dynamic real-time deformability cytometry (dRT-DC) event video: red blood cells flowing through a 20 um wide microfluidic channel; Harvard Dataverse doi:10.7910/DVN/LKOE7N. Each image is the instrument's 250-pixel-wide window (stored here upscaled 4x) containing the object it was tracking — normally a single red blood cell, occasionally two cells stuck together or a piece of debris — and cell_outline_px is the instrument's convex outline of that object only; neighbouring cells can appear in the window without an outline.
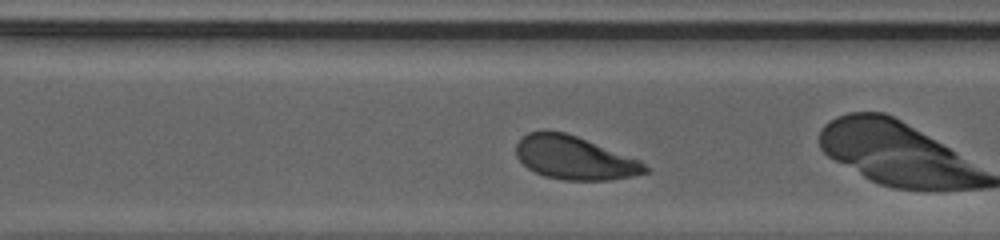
{"species": "human", "species_latin": "Homo sapiens", "temperature_condition": "cold", "stored_images_in_passage": 27, "camera_frame_rate_fps": 3000, "um_per_image_px": 0.085, "donor": {"sex": "male"}, "frame": {"image": 1, "passage_image": 20, "time_ms": 6.333, "image_size_px": [1000, 240], "cell_outline_px": [[648, 172], [632, 176], [608, 180], [564, 180], [544, 176], [528, 168], [516, 156], [516, 144], [528, 132], [544, 128], [564, 132], [576, 136], [640, 160], [648, 168]], "centroid_in_image_um": [48.79, 13.4], "position_along_channel_um": 321.8, "area_um2": 32.54}}
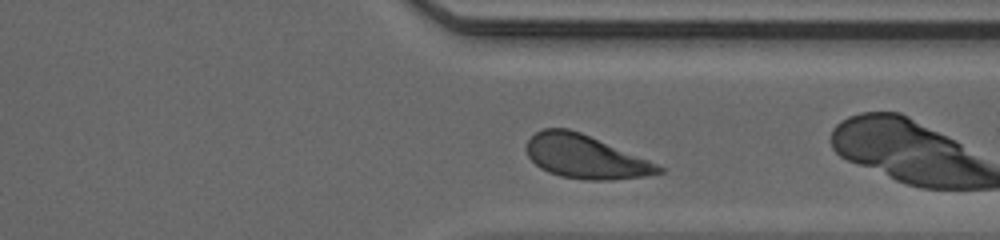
{"frame": {"image": 2, "passage_image": 23, "time_ms": 7.333, "image_size_px": [1000, 240], "cell_outline_px": [[664, 172], [644, 176], [604, 180], [588, 180], [560, 176], [548, 172], [540, 168], [528, 156], [524, 148], [528, 140], [536, 132], [544, 128], [568, 128], [580, 132], [648, 160], [664, 168]], "centroid_in_image_um": [49.7, 13.32], "position_along_channel_um": 361.7, "area_um2": 33.06}, "authors_computed_cell_mechanics": {"area_um2": 34.6222, "velocity_mm_per_s": 3.9133, "shape_relaxation_time_tau1_ms": 2.1231, "shape_relaxation_time_tau2_ms": 0.7272, "deformation_change_tau1": 0.1279, "deformation_change_tau2": 0.0501}}